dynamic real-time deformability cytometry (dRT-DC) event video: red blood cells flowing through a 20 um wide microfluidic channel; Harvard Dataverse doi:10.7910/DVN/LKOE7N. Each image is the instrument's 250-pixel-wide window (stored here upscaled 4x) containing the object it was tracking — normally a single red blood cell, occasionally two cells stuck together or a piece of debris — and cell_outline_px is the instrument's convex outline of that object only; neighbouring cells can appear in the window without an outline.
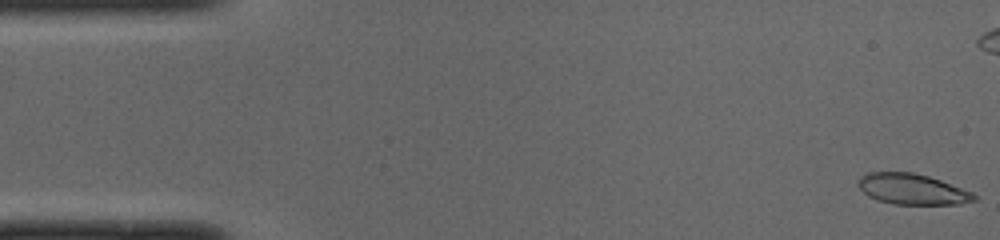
{"species": "common noctule bat (a hibernating species)", "species_latin": "Nyctalus noctula", "temperature_condition": "cold", "stored_images_in_passage": 51, "camera_frame_rate_fps": 3000, "um_per_image_px": 0.085, "animal": {"sex": "male", "body_mass_g": 19.0, "forearm_length_mm": 50.8}, "frame": {"image": 1, "passage_image": 1, "time_ms": 0.0, "image_size_px": [1000, 240], "cell_outline_px": [[976, 200], [960, 204], [892, 204], [876, 200], [868, 196], [856, 184], [856, 180], [860, 176], [868, 172], [912, 172], [928, 176], [940, 180], [972, 192], [976, 196]], "centroid_in_image_um": [77.49, 16.08], "position_along_channel_um": 7.5, "area_um2": 20.81}}
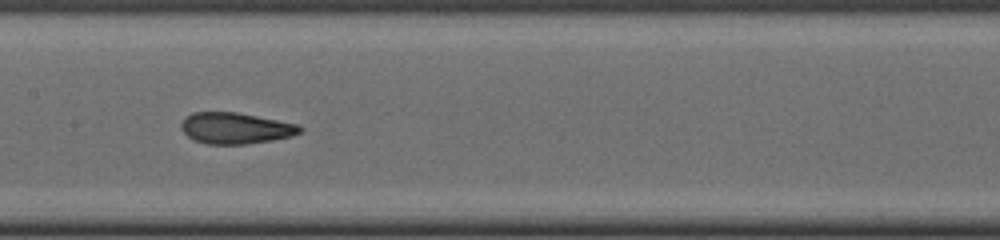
{"frame": {"image": 2, "passage_image": 24, "time_ms": 7.667, "image_size_px": [1000, 240], "cell_outline_px": [[304, 128], [300, 132], [292, 136], [272, 140], [244, 144], [208, 144], [192, 140], [180, 128], [180, 124], [184, 116], [192, 112], [236, 112], [300, 124]], "centroid_in_image_um": [20.0, 10.89], "position_along_channel_um": 187.4, "area_um2": 21.79}}
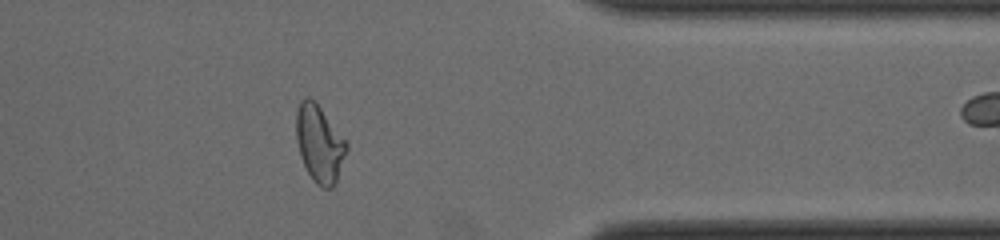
{"frame": {"image": 3, "passage_image": 40, "time_ms": 13.0, "image_size_px": [1000, 240], "cell_outline_px": [[348, 148], [336, 180], [332, 188], [320, 188], [312, 180], [300, 156], [296, 140], [296, 112], [300, 100], [304, 96], [308, 96], [320, 108], [348, 144]], "centroid_in_image_um": [27.12, 12.23], "position_along_channel_um": 384.3, "area_um2": 22.31}, "authors_computed_cell_mechanics": {"area_um2": 21.7906, "velocity_mm_per_s": 4.0121, "shape_relaxation_time_tau1_ms": 3.8107, "shape_relaxation_time_tau2_ms": 1.0911, "deformation_change_tau1": 0.1932, "deformation_change_tau2": 0.0871}}